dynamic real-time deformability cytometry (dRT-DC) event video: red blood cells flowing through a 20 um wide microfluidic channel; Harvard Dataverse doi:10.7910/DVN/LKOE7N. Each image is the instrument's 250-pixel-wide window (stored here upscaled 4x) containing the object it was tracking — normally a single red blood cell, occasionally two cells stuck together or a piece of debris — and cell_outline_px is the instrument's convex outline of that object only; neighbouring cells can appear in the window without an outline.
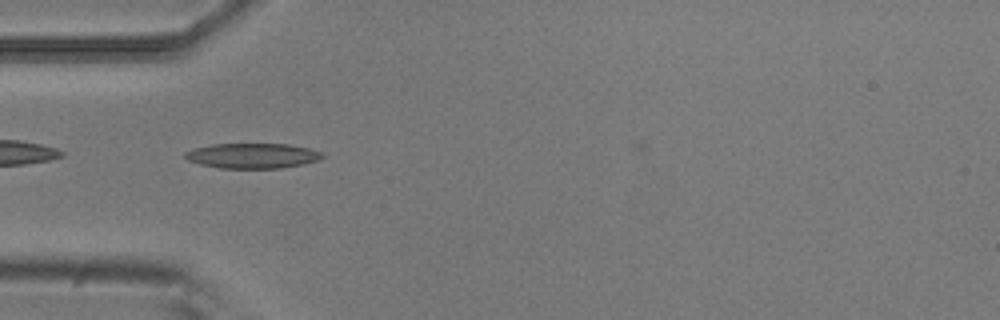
{"species": "common noctule bat (a hibernating species)", "species_latin": "Nyctalus noctula", "temperature_condition": "room temperature", "stored_images_in_passage": 5, "camera_frame_rate_fps": 3000, "um_per_image_px": 0.085, "animal": {"sex": "male", "body_mass_g": 20.5, "forearm_length_mm": 52.5}, "frame": {"image": 1, "passage_image": 3, "time_ms": 0.667, "image_size_px": [1000, 320], "cell_outline_px": [[324, 156], [320, 160], [304, 164], [280, 168], [220, 168], [200, 164], [188, 160], [184, 156], [184, 152], [192, 148], [212, 144], [288, 144], [308, 148], [320, 152]], "centroid_in_image_um": [21.44, 13.24], "position_along_channel_um": 63.6, "area_um2": 20.11}}
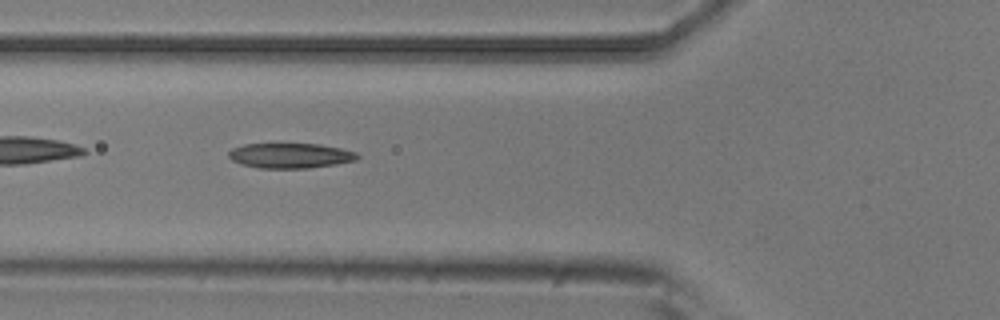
{"frame": {"image": 2, "passage_image": 4, "time_ms": 1.0, "image_size_px": [1000, 320], "cell_outline_px": [[360, 156], [356, 160], [336, 164], [308, 168], [260, 168], [240, 164], [232, 160], [228, 156], [228, 152], [232, 148], [244, 144], [320, 144], [340, 148], [356, 152]], "centroid_in_image_um": [24.66, 13.23], "position_along_channel_um": 101.1, "area_um2": 18.79}}
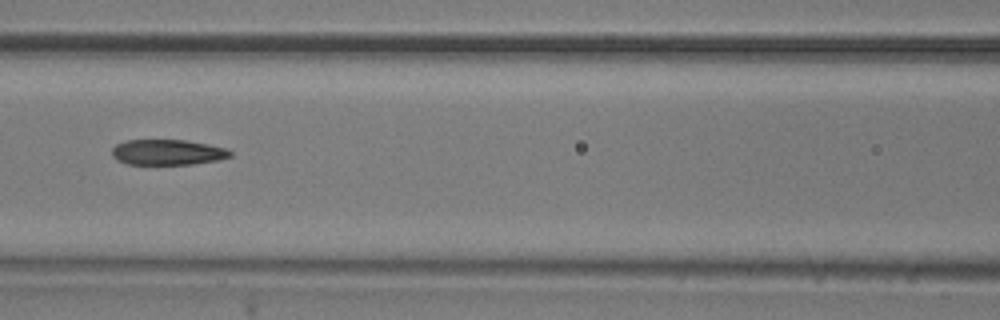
{"frame": {"image": 3, "passage_image": 5, "time_ms": 1.333, "image_size_px": [1000, 320], "cell_outline_px": [[232, 156], [216, 160], [192, 164], [128, 164], [116, 160], [112, 156], [112, 148], [116, 144], [128, 140], [184, 140], [208, 144], [224, 148], [232, 152]], "centroid_in_image_um": [14.21, 12.94], "position_along_channel_um": 152.4, "area_um2": 17.46}}